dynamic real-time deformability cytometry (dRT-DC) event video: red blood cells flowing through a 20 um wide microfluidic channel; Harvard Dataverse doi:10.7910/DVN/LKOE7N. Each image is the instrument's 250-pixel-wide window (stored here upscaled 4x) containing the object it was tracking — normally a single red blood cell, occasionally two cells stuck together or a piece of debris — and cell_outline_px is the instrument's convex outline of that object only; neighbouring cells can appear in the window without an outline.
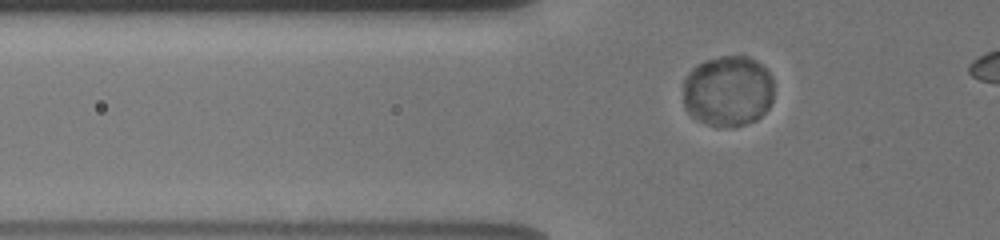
{"species": "human", "species_latin": "Homo sapiens", "temperature_condition": "cold", "stored_images_in_passage": 42, "camera_frame_rate_fps": 3000, "um_per_image_px": 0.085, "donor": {"sex": "male"}, "frame": {"image": 1, "passage_image": 11, "time_ms": 3.333, "image_size_px": [1000, 240], "cell_outline_px": [[772, 100], [768, 108], [756, 120], [732, 128], [716, 128], [692, 116], [684, 108], [684, 80], [688, 72], [696, 64], [704, 60], [720, 56], [748, 56], [756, 60], [772, 76]], "centroid_in_image_um": [61.86, 7.74], "position_along_channel_um": 63.9, "area_um2": 37.86}}
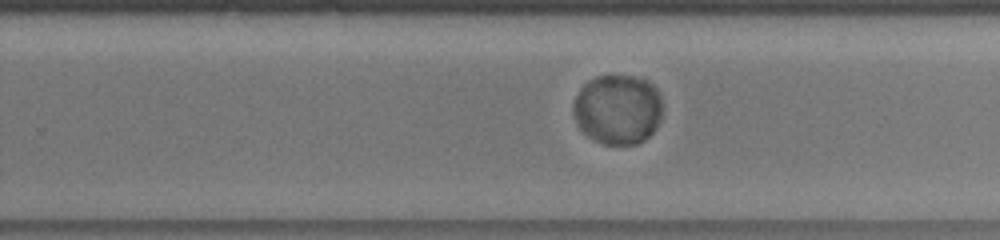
{"frame": {"image": 2, "passage_image": 29, "time_ms": 9.333, "image_size_px": [1000, 240], "cell_outline_px": [[660, 120], [656, 128], [644, 140], [636, 144], [604, 144], [592, 140], [580, 128], [576, 120], [572, 108], [572, 104], [580, 88], [588, 80], [596, 76], [632, 76], [648, 80], [656, 88], [660, 96]], "centroid_in_image_um": [52.49, 9.29], "position_along_channel_um": 277.3, "area_um2": 36.3}}
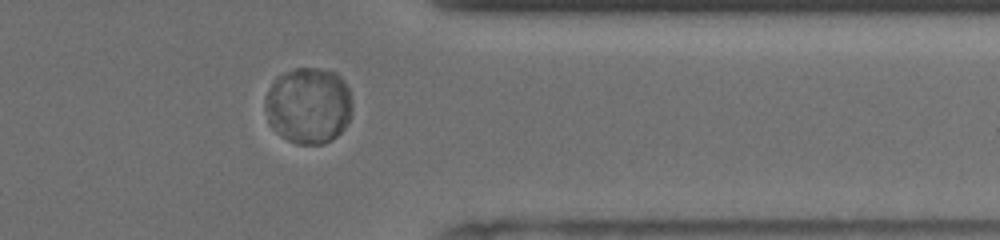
{"frame": {"image": 3, "passage_image": 38, "time_ms": 12.333, "image_size_px": [1000, 240], "cell_outline_px": [[352, 112], [344, 128], [332, 140], [324, 144], [296, 144], [280, 136], [268, 124], [264, 108], [264, 96], [272, 80], [276, 76], [296, 68], [316, 68], [336, 72], [344, 80], [348, 88], [352, 100]], "centroid_in_image_um": [26.18, 8.97], "position_along_channel_um": 385.2, "area_um2": 39.48}}